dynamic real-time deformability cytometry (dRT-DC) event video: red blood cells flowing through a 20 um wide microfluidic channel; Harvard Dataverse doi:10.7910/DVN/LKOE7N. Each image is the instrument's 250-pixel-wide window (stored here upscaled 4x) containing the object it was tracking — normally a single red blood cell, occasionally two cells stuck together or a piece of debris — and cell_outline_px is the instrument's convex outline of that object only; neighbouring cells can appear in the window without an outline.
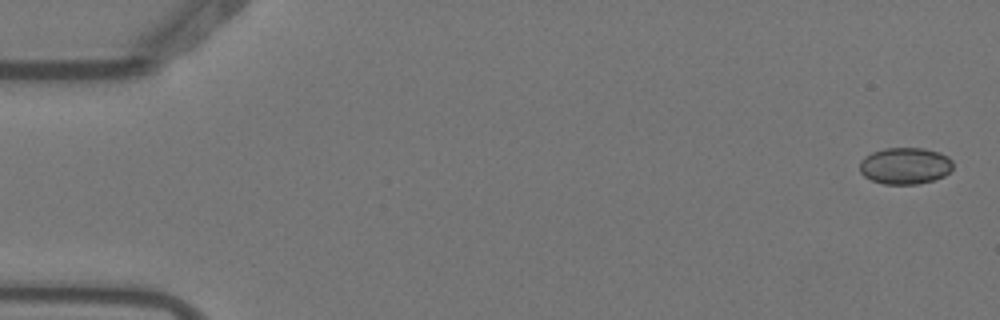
{"species": "Egyptian fruit bat (a non-hibernating species)", "species_latin": "Rousettus aegyptiacus", "temperature_condition": "warm", "stored_images_in_passage": 5, "camera_frame_rate_fps": 3000, "um_per_image_px": 0.085, "animal": {"sex": "female"}, "frame": {"image": 1, "passage_image": 1, "time_ms": 0.0, "image_size_px": [1000, 320], "cell_outline_px": [[952, 168], [944, 176], [932, 180], [916, 184], [884, 184], [872, 180], [864, 176], [860, 172], [860, 160], [864, 156], [872, 152], [884, 148], [924, 148], [940, 152], [948, 156], [952, 160]], "centroid_in_image_um": [76.92, 14.08], "position_along_channel_um": 8.1, "area_um2": 20.0}}
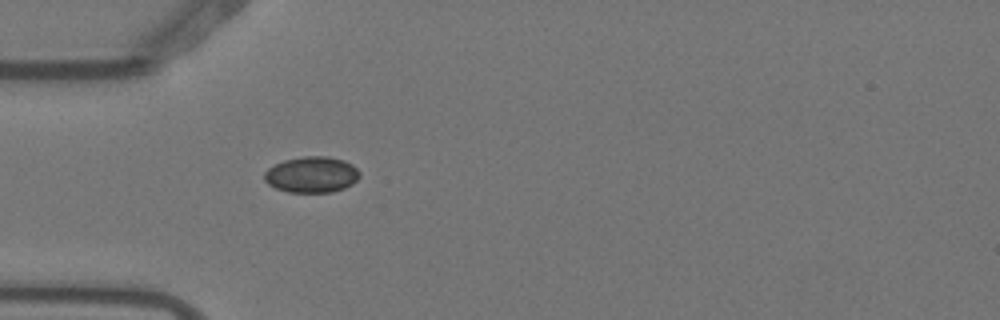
{"frame": {"image": 2, "passage_image": 5, "time_ms": 1.333, "image_size_px": [1000, 320], "cell_outline_px": [[360, 176], [352, 184], [344, 188], [332, 192], [288, 192], [276, 188], [268, 184], [264, 180], [264, 172], [268, 168], [284, 160], [304, 156], [324, 156], [344, 160], [352, 164], [360, 172]], "centroid_in_image_um": [26.49, 14.84], "position_along_channel_um": 58.5, "area_um2": 20.0}}